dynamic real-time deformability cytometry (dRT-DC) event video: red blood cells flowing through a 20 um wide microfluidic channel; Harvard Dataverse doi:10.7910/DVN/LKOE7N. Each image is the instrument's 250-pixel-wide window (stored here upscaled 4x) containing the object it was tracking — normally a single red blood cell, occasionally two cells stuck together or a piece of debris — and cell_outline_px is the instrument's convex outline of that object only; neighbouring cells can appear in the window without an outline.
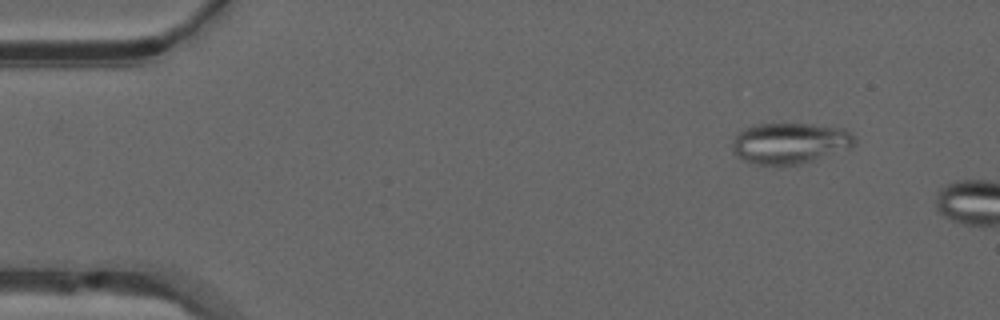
{"species": "common noctule bat (a hibernating species)", "species_latin": "Nyctalus noctula", "temperature_condition": "warm", "stored_images_in_passage": 8, "camera_frame_rate_fps": 3000, "um_per_image_px": 0.085, "animal": {"sex": "male", "forearm_length_mm": 52.5}, "frame": {"image": 1, "passage_image": 5, "time_ms": 1.333, "image_size_px": [1000, 320], "cell_outline_px": [[856, 144], [852, 148], [816, 160], [800, 164], [756, 164], [744, 160], [736, 156], [732, 148], [732, 140], [744, 128], [756, 124], [812, 124], [844, 128], [856, 140]], "centroid_in_image_um": [67.17, 12.17], "position_along_channel_um": 17.8, "area_um2": 29.25}}